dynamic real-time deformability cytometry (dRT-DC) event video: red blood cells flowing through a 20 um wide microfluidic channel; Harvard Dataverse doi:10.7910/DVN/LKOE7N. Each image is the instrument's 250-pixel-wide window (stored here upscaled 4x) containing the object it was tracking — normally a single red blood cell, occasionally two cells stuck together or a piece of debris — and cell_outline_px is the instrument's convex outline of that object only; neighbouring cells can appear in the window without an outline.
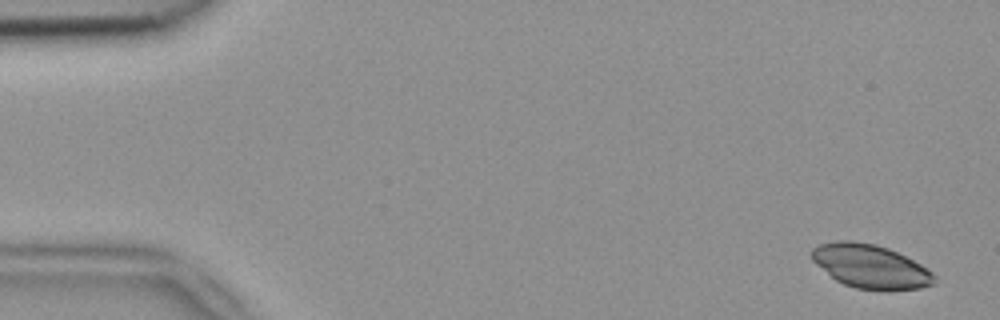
{"species": "common noctule bat (a hibernating species)", "species_latin": "Nyctalus noctula", "temperature_condition": "room temperature", "stored_images_in_passage": 5, "camera_frame_rate_fps": 3000, "um_per_image_px": 0.085, "animal": {"sex": "female", "body_mass_g": 18.4}, "frame": {"image": 1, "passage_image": 1, "time_ms": 0.0, "image_size_px": [1000, 320], "cell_outline_px": [[936, 284], [920, 288], [888, 292], [884, 292], [856, 288], [844, 284], [836, 280], [816, 264], [812, 260], [812, 248], [820, 244], [836, 240], [852, 240], [876, 244], [888, 248], [920, 264], [932, 272]], "centroid_in_image_um": [74.0, 22.66], "position_along_channel_um": 11.0, "area_um2": 31.5}}